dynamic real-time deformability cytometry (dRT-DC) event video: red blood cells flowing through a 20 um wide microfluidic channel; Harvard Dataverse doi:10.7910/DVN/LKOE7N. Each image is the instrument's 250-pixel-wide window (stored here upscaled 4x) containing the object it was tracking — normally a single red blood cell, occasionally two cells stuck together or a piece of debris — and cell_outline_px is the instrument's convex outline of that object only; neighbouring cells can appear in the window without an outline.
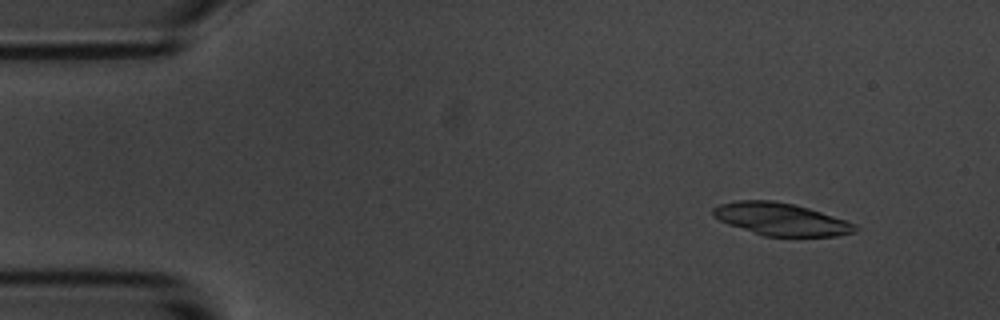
{"species": "common noctule bat (a hibernating species)", "species_latin": "Nyctalus noctula", "temperature_condition": "room temperature", "stored_images_in_passage": 55, "segment_of_instrument_passage": [1, 2], "camera_frame_rate_fps": 3000, "um_per_image_px": 0.085, "animal": {"sex": "male", "body_mass_g": 20.1, "forearm_length_mm": 53.5}, "frame": {"image": 1, "passage_image": 4, "time_ms": 1.0, "image_size_px": [1000, 320], "cell_outline_px": [[860, 228], [856, 232], [836, 236], [764, 236], [728, 224], [712, 216], [712, 208], [720, 204], [736, 200], [772, 200], [792, 204], [808, 208], [856, 224]], "centroid_in_image_um": [66.37, 18.63], "position_along_channel_um": 18.6, "area_um2": 26.76}}